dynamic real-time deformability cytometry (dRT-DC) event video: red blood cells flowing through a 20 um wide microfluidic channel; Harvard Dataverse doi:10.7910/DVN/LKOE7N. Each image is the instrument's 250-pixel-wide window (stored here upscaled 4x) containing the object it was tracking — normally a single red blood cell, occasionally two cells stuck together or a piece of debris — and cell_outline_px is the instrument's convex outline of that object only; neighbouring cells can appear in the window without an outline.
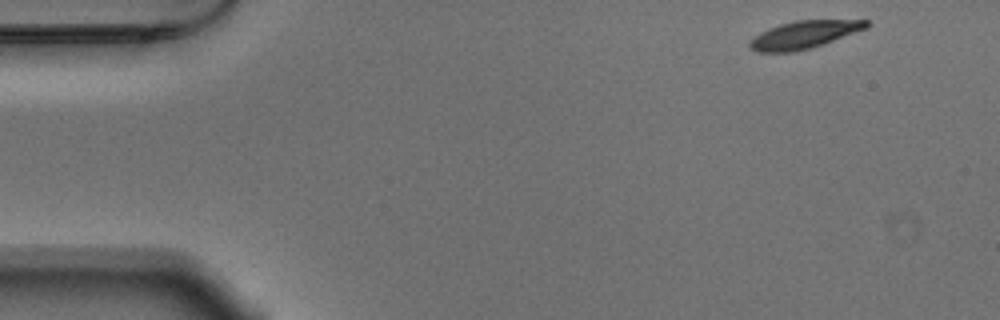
{"species": "Egyptian fruit bat (a non-hibernating species)", "species_latin": "Rousettus aegyptiacus", "temperature_condition": "warm", "stored_images_in_passage": 51, "camera_frame_rate_fps": 3000, "um_per_image_px": 0.085, "animal": {"sex": "male"}, "frame": {"image": 1, "passage_image": 1, "time_ms": 0.0, "image_size_px": [1000, 320], "cell_outline_px": [[868, 28], [824, 44], [812, 48], [796, 52], [756, 52], [748, 48], [748, 44], [760, 32], [768, 28], [780, 24], [796, 20], [868, 20]], "centroid_in_image_um": [68.34, 2.96], "position_along_channel_um": 16.7, "area_um2": 18.9}}
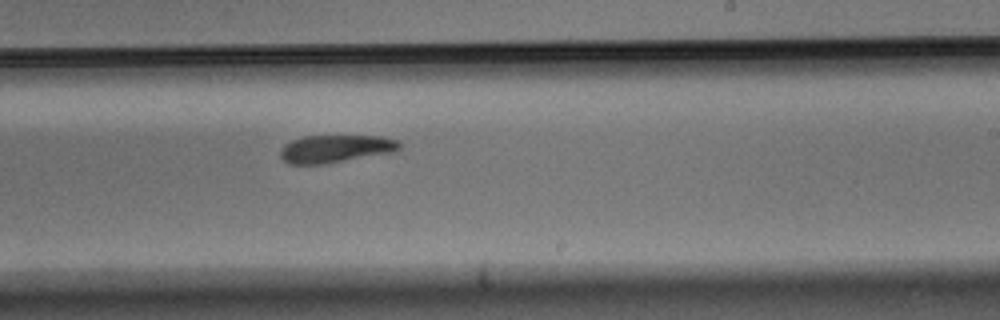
{"frame": {"image": 2, "passage_image": 29, "time_ms": 9.333, "image_size_px": [1000, 320], "cell_outline_px": [[400, 148], [392, 152], [324, 164], [288, 164], [280, 156], [280, 152], [284, 144], [292, 140], [304, 136], [380, 136], [396, 140], [400, 144]], "centroid_in_image_um": [28.48, 12.64], "position_along_channel_um": 260.5, "area_um2": 19.02}}
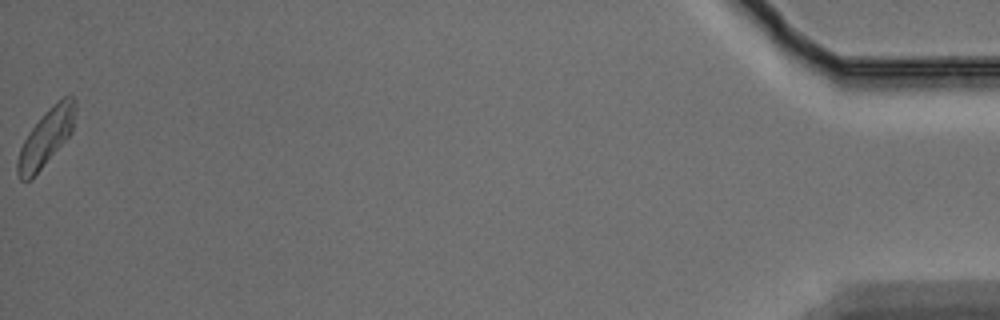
{"frame": {"image": 3, "passage_image": 51, "time_ms": 16.667, "image_size_px": [1000, 320], "cell_outline_px": [[76, 108], [72, 132], [32, 180], [20, 180], [16, 172], [16, 160], [20, 148], [28, 132], [44, 112], [52, 104], [64, 96], [72, 96], [76, 100]], "centroid_in_image_um": [3.9, 11.7], "position_along_channel_um": 431.3, "area_um2": 19.31}, "authors_computed_cell_mechanics": {"area_um2": 19.941, "velocity_mm_per_s": 3.6885, "shape_relaxation_time_tau1_ms": 3.187, "shape_relaxation_time_tau2_ms": 9.4054, "deformation_change_tau1": 0.1259, "deformation_change_tau2": 0.1832}}